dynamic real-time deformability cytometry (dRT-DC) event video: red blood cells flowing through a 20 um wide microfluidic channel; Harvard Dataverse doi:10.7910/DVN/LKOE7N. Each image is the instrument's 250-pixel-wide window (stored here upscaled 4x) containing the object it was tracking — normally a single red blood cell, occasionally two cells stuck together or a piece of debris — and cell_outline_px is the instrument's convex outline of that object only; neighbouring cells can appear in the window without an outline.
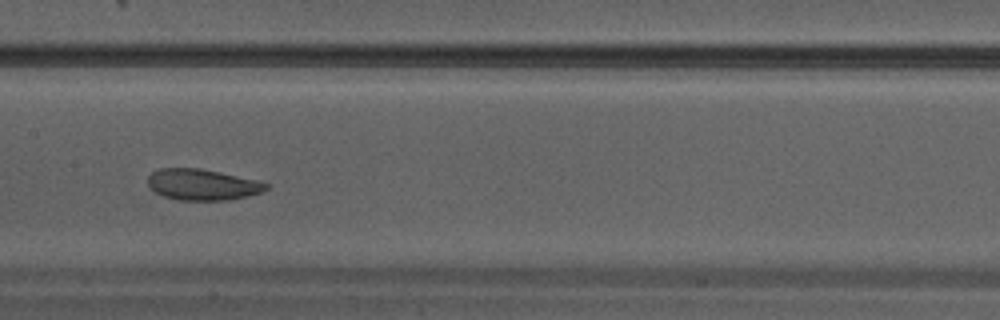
{"species": "Egyptian fruit bat (a non-hibernating species)", "species_latin": "Rousettus aegyptiacus", "temperature_condition": "warm", "stored_images_in_passage": 26, "camera_frame_rate_fps": 3000, "um_per_image_px": 0.085, "animal": {"sex": "male"}, "frame": {"image": 1, "passage_image": 8, "time_ms": 2.333, "image_size_px": [1000, 320], "cell_outline_px": [[268, 188], [260, 192], [248, 196], [228, 200], [176, 200], [164, 196], [156, 192], [148, 184], [148, 176], [152, 172], [160, 168], [200, 168], [220, 172], [256, 180], [268, 184]], "centroid_in_image_um": [17.19, 15.69], "position_along_channel_um": 190.2, "area_um2": 21.27}}
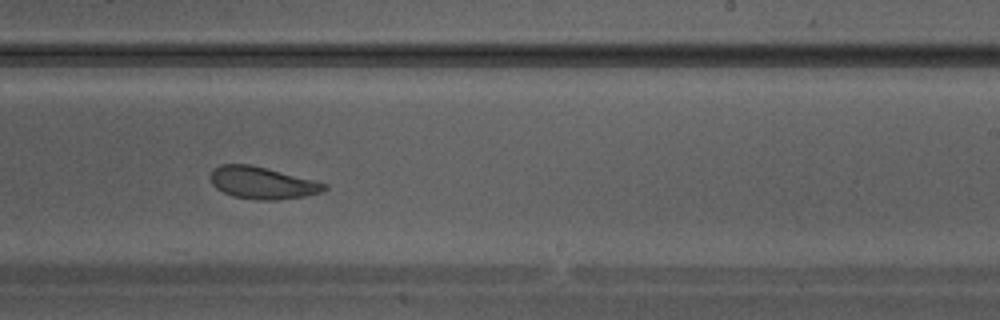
{"frame": {"image": 2, "passage_image": 12, "time_ms": 3.667, "image_size_px": [1000, 320], "cell_outline_px": [[328, 188], [320, 192], [304, 196], [276, 200], [256, 200], [232, 196], [216, 188], [212, 184], [212, 168], [220, 164], [252, 164], [328, 184]], "centroid_in_image_um": [22.28, 15.54], "position_along_channel_um": 266.7, "area_um2": 21.21}}